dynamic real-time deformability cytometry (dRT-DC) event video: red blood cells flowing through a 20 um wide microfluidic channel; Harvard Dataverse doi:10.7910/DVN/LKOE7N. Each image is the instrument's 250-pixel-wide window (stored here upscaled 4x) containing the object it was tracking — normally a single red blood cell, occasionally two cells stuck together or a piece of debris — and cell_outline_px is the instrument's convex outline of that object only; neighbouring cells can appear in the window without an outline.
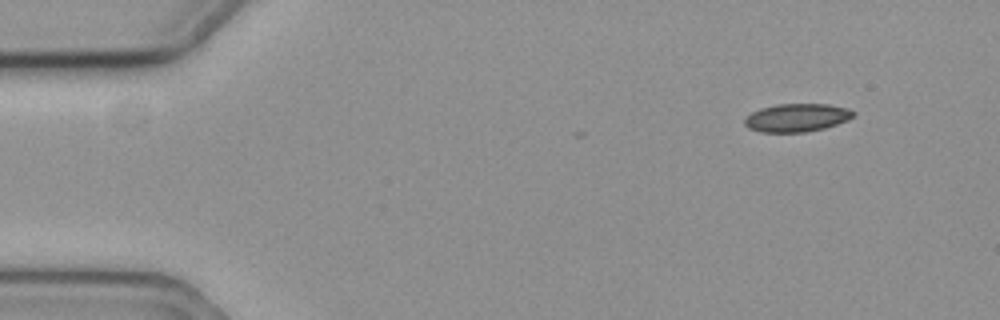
{"species": "common noctule bat (a hibernating species)", "species_latin": "Nyctalus noctula", "temperature_condition": "cold", "stored_images_in_passage": 41, "camera_frame_rate_fps": 3000, "um_per_image_px": 0.085, "animal": {"sex": "female", "body_mass_g": 19.3, "forearm_length_mm": 54.1}, "frame": {"image": 1, "passage_image": 1, "time_ms": 0.0, "image_size_px": [1000, 320], "cell_outline_px": [[856, 112], [848, 120], [824, 128], [804, 132], [760, 132], [748, 128], [744, 124], [744, 120], [752, 112], [760, 108], [776, 104], [828, 104], [848, 108]], "centroid_in_image_um": [67.72, 10.0], "position_along_channel_um": 17.3, "area_um2": 17.8}}
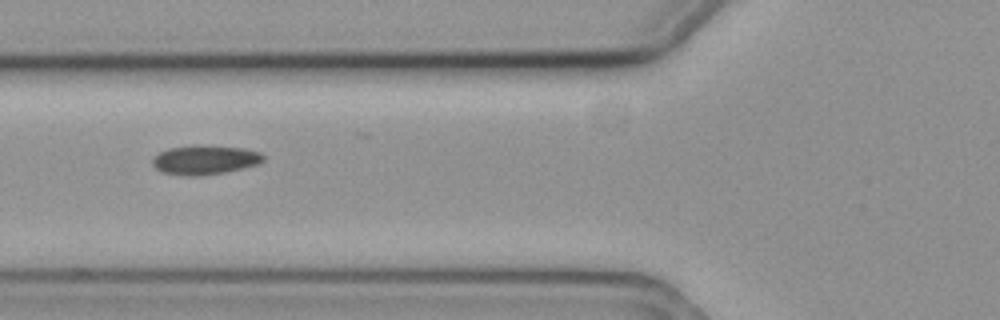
{"frame": {"image": 2, "passage_image": 17, "time_ms": 5.333, "image_size_px": [1000, 320], "cell_outline_px": [[264, 160], [256, 164], [224, 172], [200, 176], [188, 176], [164, 172], [156, 168], [152, 164], [152, 160], [160, 152], [168, 148], [192, 144], [244, 148], [260, 152], [264, 156]], "centroid_in_image_um": [17.4, 13.57], "position_along_channel_um": 108.4, "area_um2": 18.79}}
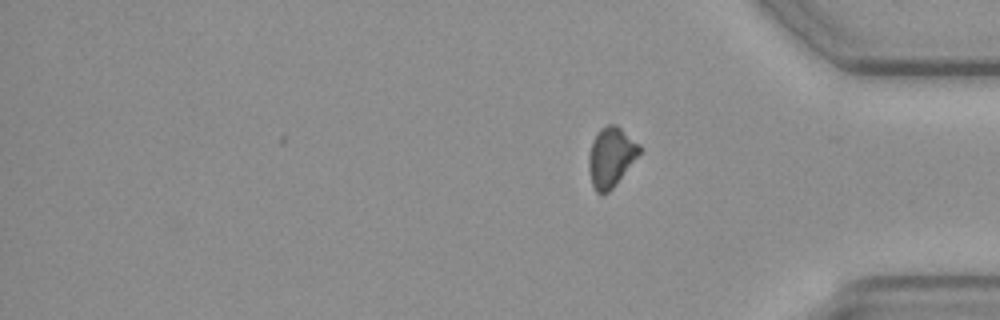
{"frame": {"image": 3, "passage_image": 41, "time_ms": 13.333, "image_size_px": [1000, 320], "cell_outline_px": [[644, 148], [616, 184], [608, 192], [600, 196], [596, 192], [592, 184], [588, 168], [588, 156], [592, 140], [600, 128], [608, 124], [616, 124], [640, 144]], "centroid_in_image_um": [51.93, 13.34], "position_along_channel_um": 383.3, "area_um2": 17.86}}